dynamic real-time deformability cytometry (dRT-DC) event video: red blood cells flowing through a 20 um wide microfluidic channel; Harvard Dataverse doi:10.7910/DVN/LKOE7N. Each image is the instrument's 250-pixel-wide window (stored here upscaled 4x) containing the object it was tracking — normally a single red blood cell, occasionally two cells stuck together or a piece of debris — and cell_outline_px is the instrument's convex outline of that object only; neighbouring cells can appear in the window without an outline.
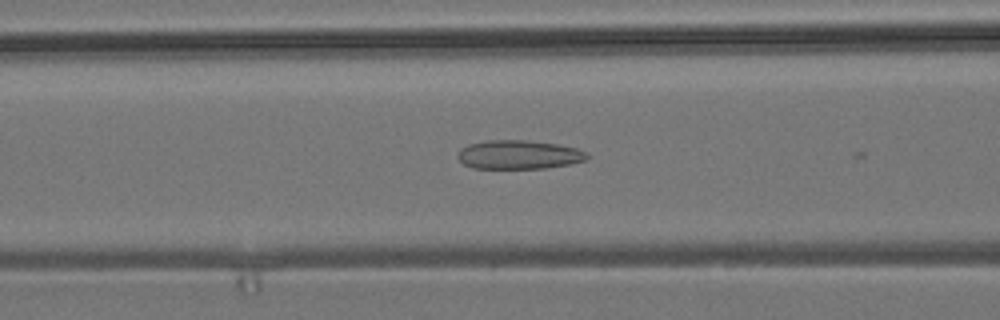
{"species": "common noctule bat (a hibernating species)", "species_latin": "Nyctalus noctula", "temperature_condition": "room temperature", "stored_images_in_passage": 6, "camera_frame_rate_fps": 3000, "um_per_image_px": 0.085, "animal": {"sex": "male", "body_mass_g": 19.2, "forearm_length_mm": 51.8}, "frame": {"image": 1, "passage_image": 5, "time_ms": 1.333, "image_size_px": [1000, 320], "cell_outline_px": [[588, 160], [568, 164], [544, 168], [472, 168], [464, 164], [456, 156], [460, 148], [468, 144], [484, 140], [528, 140], [556, 144], [576, 148], [588, 152]], "centroid_in_image_um": [44.08, 13.14], "position_along_channel_um": 122.5, "area_um2": 21.85}}